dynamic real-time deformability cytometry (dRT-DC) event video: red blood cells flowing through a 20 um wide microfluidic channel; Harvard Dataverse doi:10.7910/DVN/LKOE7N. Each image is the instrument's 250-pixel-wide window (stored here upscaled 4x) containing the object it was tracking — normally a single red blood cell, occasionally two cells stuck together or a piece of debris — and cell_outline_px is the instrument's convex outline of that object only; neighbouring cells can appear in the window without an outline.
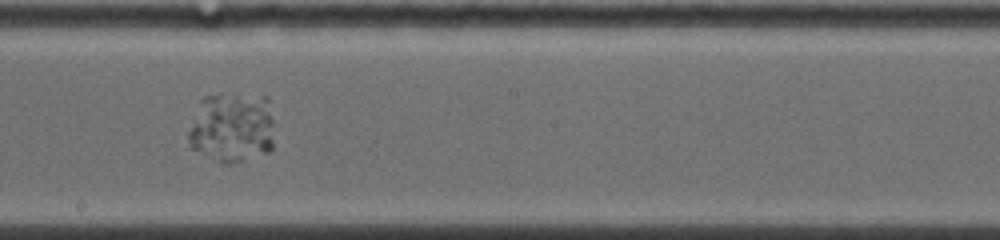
{"species": "common noctule bat (a hibernating species)", "species_latin": "Nyctalus noctula", "temperature_condition": "warm", "stored_images_in_passage": 27, "camera_frame_rate_fps": 5000, "um_per_image_px": 0.085, "animal": {"sex": "female", "body_mass_g": 19.0, "forearm_length_mm": 53.3}, "frame": {"image": 1, "passage_image": 16, "time_ms": 7.2, "image_size_px": [1000, 240], "cell_outline_px": [[272, 148], [268, 152], [228, 164], [224, 164], [188, 148], [188, 132], [200, 100], [204, 96], [236, 92], [268, 96], [272, 120]], "centroid_in_image_um": [19.7, 10.8], "position_along_channel_um": 228.5, "area_um2": 35.84}}
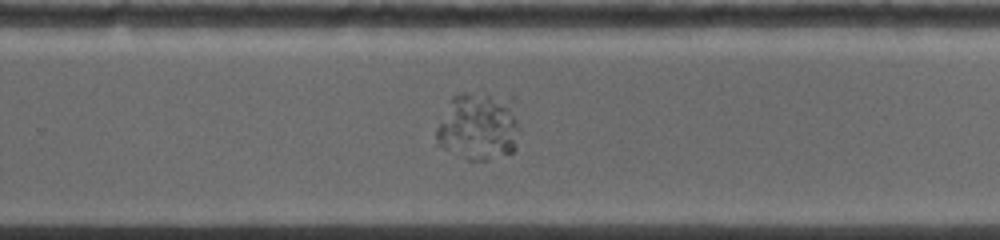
{"frame": {"image": 2, "passage_image": 19, "time_ms": 8.8, "image_size_px": [1000, 240], "cell_outline_px": [[516, 148], [512, 152], [488, 160], [468, 160], [436, 144], [436, 132], [452, 96], [460, 92], [468, 92], [512, 96], [516, 100]], "centroid_in_image_um": [40.7, 10.71], "position_along_channel_um": 289.1, "area_um2": 33.0}}
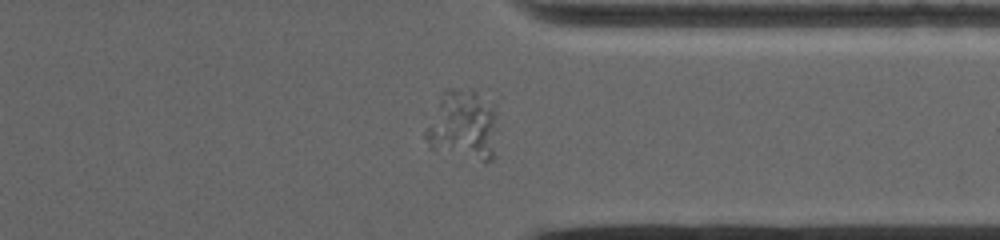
{"frame": {"image": 3, "passage_image": 23, "time_ms": 11.0, "image_size_px": [1000, 240], "cell_outline_px": [[500, 128], [496, 156], [492, 160], [480, 160], [428, 148], [424, 136], [424, 132], [440, 92], [444, 88], [456, 88], [480, 92], [492, 108], [496, 116]], "centroid_in_image_um": [39.38, 10.64], "position_along_channel_um": 372.0, "area_um2": 30.29}}